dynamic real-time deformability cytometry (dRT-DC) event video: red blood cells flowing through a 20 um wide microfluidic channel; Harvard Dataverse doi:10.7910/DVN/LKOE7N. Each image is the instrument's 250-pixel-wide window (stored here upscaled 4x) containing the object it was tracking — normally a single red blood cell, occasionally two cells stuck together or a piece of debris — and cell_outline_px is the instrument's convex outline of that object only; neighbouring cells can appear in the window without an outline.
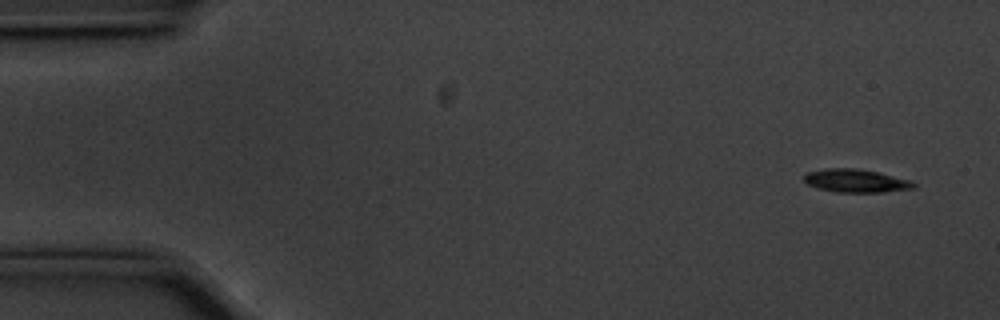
{"species": "common noctule bat (a hibernating species)", "species_latin": "Nyctalus noctula", "temperature_condition": "cold", "stored_images_in_passage": 57, "segment_of_instrument_passage": [1, 2], "camera_frame_rate_fps": 3000, "um_per_image_px": 0.085, "animal": {"sex": "male", "body_mass_g": 20.1, "forearm_length_mm": 53.5}, "frame": {"image": 1, "passage_image": 3, "time_ms": 0.667, "image_size_px": [1000, 320], "cell_outline_px": [[916, 188], [884, 192], [836, 192], [816, 188], [808, 184], [804, 180], [804, 176], [808, 172], [828, 168], [856, 168], [876, 172], [908, 180], [916, 184]], "centroid_in_image_um": [72.73, 15.37], "position_along_channel_um": 12.3, "area_um2": 14.62}}
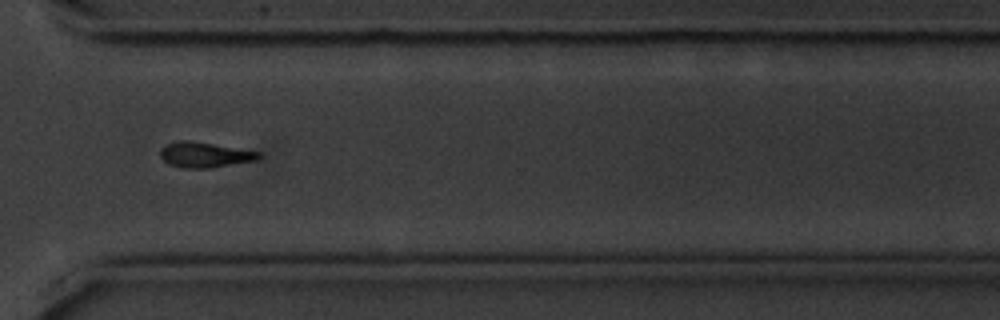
{"frame": {"image": 2, "passage_image": 41, "time_ms": 13.333, "image_size_px": [1000, 320], "cell_outline_px": [[260, 156], [256, 160], [208, 168], [180, 168], [168, 164], [160, 156], [160, 148], [164, 144], [176, 140], [188, 140], [260, 152]], "centroid_in_image_um": [17.3, 13.15], "position_along_channel_um": 353.3, "area_um2": 14.45}}
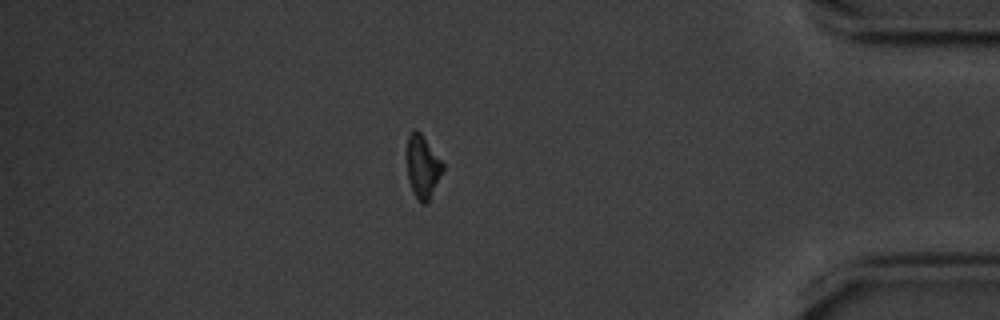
{"frame": {"image": 3, "passage_image": 48, "time_ms": 15.667, "image_size_px": [1000, 320], "cell_outline_px": [[444, 168], [428, 204], [420, 204], [412, 192], [408, 180], [408, 132], [412, 128], [416, 128], [420, 132], [444, 164]], "centroid_in_image_um": [35.92, 14.19], "position_along_channel_um": 399.3, "area_um2": 13.24}}